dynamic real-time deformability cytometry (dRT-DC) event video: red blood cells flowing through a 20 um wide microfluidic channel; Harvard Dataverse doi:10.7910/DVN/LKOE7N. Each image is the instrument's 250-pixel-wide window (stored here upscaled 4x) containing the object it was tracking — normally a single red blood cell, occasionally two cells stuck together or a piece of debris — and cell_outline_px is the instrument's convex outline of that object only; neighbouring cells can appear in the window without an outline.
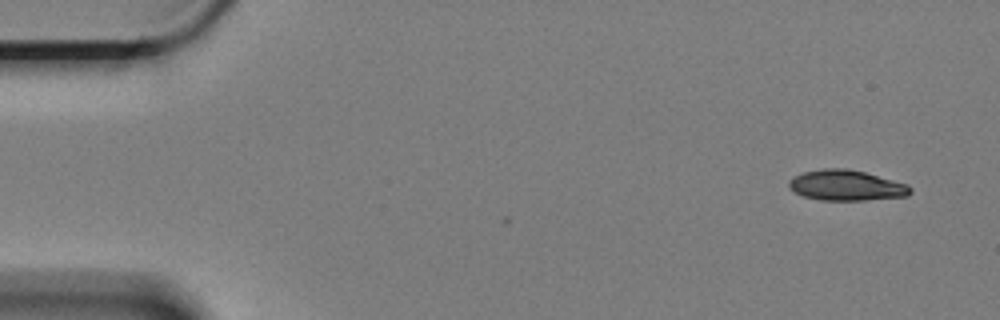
{"species": "Egyptian fruit bat (a non-hibernating species)", "species_latin": "Rousettus aegyptiacus", "temperature_condition": "cold", "stored_images_in_passage": 5, "camera_frame_rate_fps": 3000, "um_per_image_px": 0.085, "animal": {"sex": "female"}, "frame": {"image": 1, "passage_image": 1, "time_ms": 0.0, "image_size_px": [1000, 320], "cell_outline_px": [[912, 192], [908, 196], [864, 200], [820, 200], [804, 196], [788, 188], [788, 180], [792, 176], [804, 172], [824, 168], [848, 168], [864, 172], [908, 184], [912, 188]], "centroid_in_image_um": [71.92, 15.75], "position_along_channel_um": 13.1, "area_um2": 21.68}}